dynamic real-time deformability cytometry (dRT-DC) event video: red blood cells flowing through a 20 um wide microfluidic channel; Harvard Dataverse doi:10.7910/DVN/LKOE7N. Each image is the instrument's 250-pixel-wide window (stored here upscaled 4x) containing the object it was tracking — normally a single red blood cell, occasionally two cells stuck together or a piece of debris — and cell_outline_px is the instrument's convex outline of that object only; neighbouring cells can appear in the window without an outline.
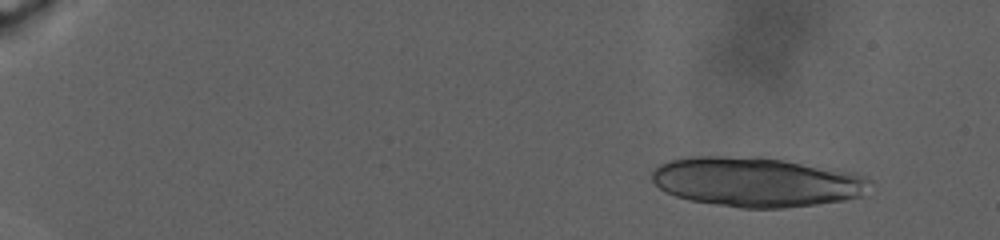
{"species": "human", "species_latin": "Homo sapiens", "temperature_condition": "warm", "stored_images_in_passage": 23, "camera_frame_rate_fps": 3000, "um_per_image_px": 0.085, "donor": {"sex": "male"}, "frame": {"image": 1, "passage_image": 1, "time_ms": 0.0, "image_size_px": [1000, 240], "cell_outline_px": [[872, 180], [860, 196], [844, 200], [816, 204], [784, 208], [740, 208], [688, 200], [664, 192], [652, 180], [652, 172], [660, 164], [672, 160], [692, 156], [756, 156], [784, 160], [856, 172]], "centroid_in_image_um": [64.29, 15.46], "position_along_channel_um": 20.7, "area_um2": 63.18}}